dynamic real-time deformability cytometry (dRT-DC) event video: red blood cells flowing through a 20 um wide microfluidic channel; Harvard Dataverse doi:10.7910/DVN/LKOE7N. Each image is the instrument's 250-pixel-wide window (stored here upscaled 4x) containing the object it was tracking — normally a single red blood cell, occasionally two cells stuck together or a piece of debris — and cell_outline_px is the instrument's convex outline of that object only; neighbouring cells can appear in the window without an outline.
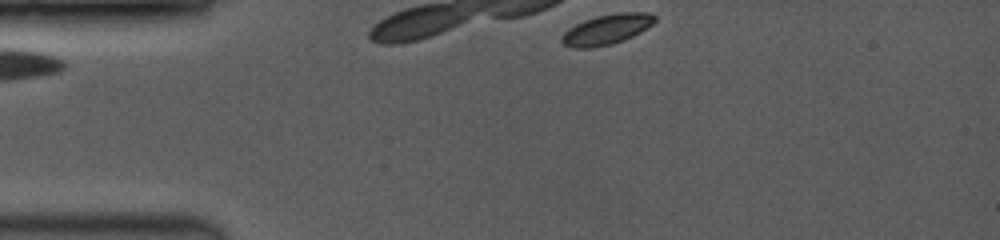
{"species": "common noctule bat (a hibernating species)", "species_latin": "Nyctalus noctula", "temperature_condition": "room temperature", "stored_images_in_passage": 35, "camera_frame_rate_fps": 3500, "um_per_image_px": 0.085, "animal": {"sex": "female", "body_mass_g": 19.0, "forearm_length_mm": 53.3}, "frame": {"image": 1, "passage_image": 1, "time_ms": 0.0, "image_size_px": [1000, 240], "cell_outline_px": [[656, 20], [652, 24], [640, 32], [624, 40], [612, 44], [592, 48], [572, 48], [564, 44], [560, 40], [564, 32], [576, 24], [584, 20], [596, 16], [616, 12], [644, 12], [656, 16]], "centroid_in_image_um": [51.56, 2.5], "position_along_channel_um": 33.4, "area_um2": 16.36}}
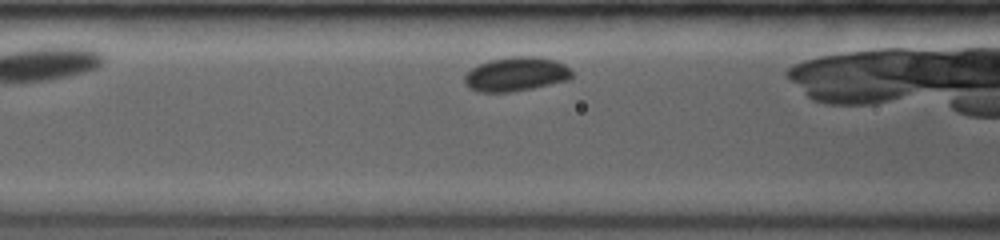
{"frame": {"image": 2, "passage_image": 12, "time_ms": 2.286, "image_size_px": [1000, 240], "cell_outline_px": [[572, 76], [568, 80], [532, 88], [512, 92], [480, 92], [468, 88], [464, 84], [464, 76], [472, 68], [488, 60], [512, 56], [536, 56], [556, 60], [564, 64], [572, 72]], "centroid_in_image_um": [43.84, 6.3], "position_along_channel_um": 122.8, "area_um2": 21.44}}